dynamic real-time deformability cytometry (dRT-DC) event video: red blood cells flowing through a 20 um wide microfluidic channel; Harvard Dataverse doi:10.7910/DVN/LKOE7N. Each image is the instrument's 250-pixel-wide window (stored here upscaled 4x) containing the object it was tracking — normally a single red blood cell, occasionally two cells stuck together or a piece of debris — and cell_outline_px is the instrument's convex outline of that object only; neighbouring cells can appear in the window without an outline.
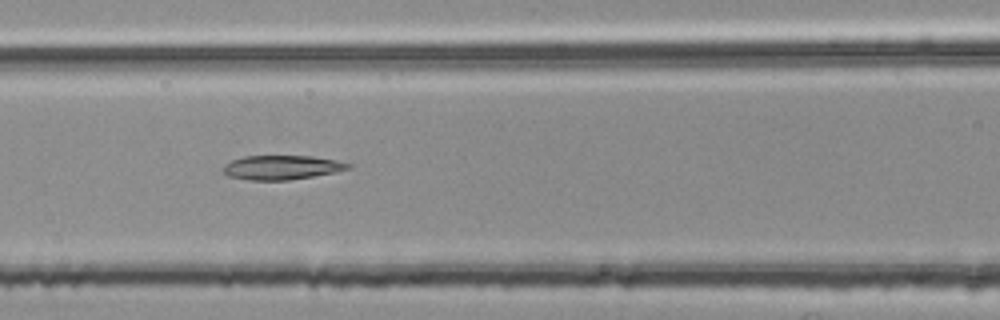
{"species": "common noctule bat (a hibernating species)", "species_latin": "Nyctalus noctula", "temperature_condition": "room temperature", "stored_images_in_passage": 48, "segment_of_instrument_passage": [2, 2], "camera_frame_rate_fps": 3000, "um_per_image_px": 0.085, "animal": {"sex": "female", "body_mass_g": 25.1}, "frame": {"image": 1, "passage_image": 18, "time_ms": 5.667, "image_size_px": [1000, 320], "cell_outline_px": [[352, 168], [336, 172], [288, 180], [248, 180], [228, 176], [224, 172], [224, 164], [232, 160], [244, 156], [312, 156], [336, 160], [352, 164]], "centroid_in_image_um": [23.96, 14.23], "position_along_channel_um": 142.6, "area_um2": 17.63}}
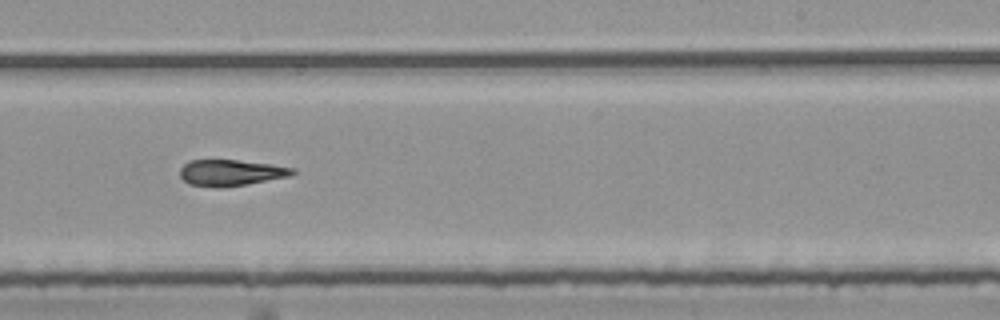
{"frame": {"image": 2, "passage_image": 28, "time_ms": 9.0, "image_size_px": [1000, 320], "cell_outline_px": [[296, 172], [288, 176], [248, 184], [224, 188], [216, 188], [188, 184], [180, 176], [180, 168], [188, 160], [236, 160], [272, 164], [296, 168]], "centroid_in_image_um": [19.6, 14.68], "position_along_channel_um": 269.4, "area_um2": 17.34}}
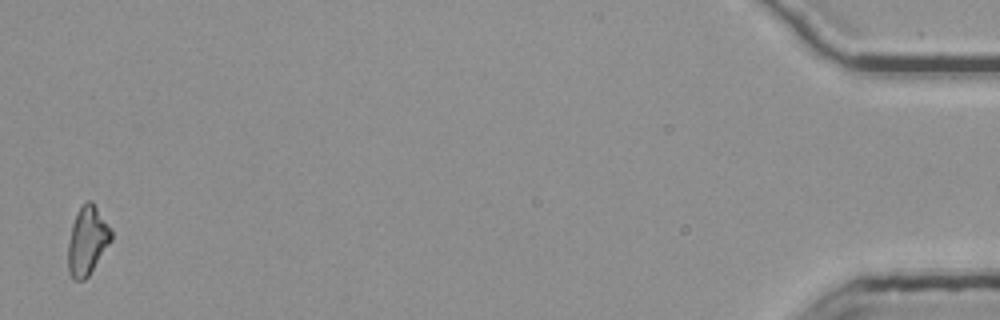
{"frame": {"image": 3, "passage_image": 48, "time_ms": 15.667, "image_size_px": [1000, 320], "cell_outline_px": [[112, 240], [88, 276], [84, 280], [72, 280], [68, 272], [68, 244], [72, 224], [76, 212], [80, 204], [88, 200], [92, 200], [112, 228]], "centroid_in_image_um": [7.42, 20.42], "position_along_channel_um": 427.8, "area_um2": 17.57}}